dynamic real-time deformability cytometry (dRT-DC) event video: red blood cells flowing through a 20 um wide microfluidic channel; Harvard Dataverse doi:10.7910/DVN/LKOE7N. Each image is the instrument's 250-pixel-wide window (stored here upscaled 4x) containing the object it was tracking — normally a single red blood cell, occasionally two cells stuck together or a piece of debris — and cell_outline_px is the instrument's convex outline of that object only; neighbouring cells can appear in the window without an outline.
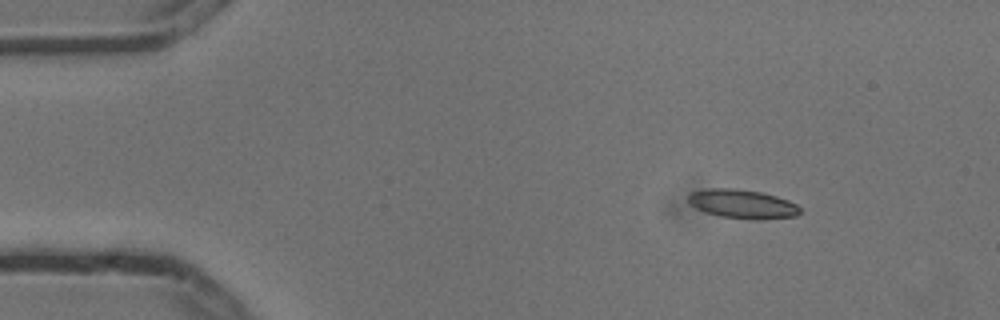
{"species": "common noctule bat (a hibernating species)", "species_latin": "Nyctalus noctula", "temperature_condition": "cold", "stored_images_in_passage": 7, "camera_frame_rate_fps": 3000, "um_per_image_px": 0.085, "animal": {"sex": "male", "body_mass_g": 13.3}, "frame": {"image": 1, "passage_image": 2, "time_ms": 0.333, "image_size_px": [1000, 320], "cell_outline_px": [[800, 212], [796, 216], [764, 220], [752, 220], [720, 216], [704, 212], [688, 204], [688, 196], [692, 192], [708, 188], [736, 188], [764, 192], [788, 200], [796, 204], [800, 208]], "centroid_in_image_um": [63.11, 17.34], "position_along_channel_um": 21.9, "area_um2": 19.19}}
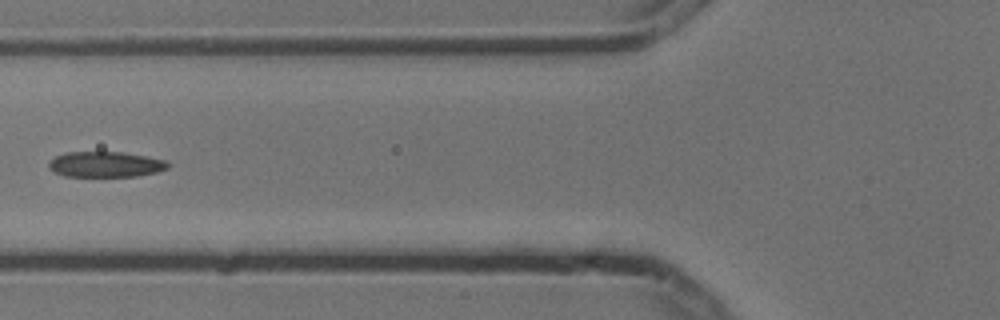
{"frame": {"image": 2, "passage_image": 6, "time_ms": 1.667, "image_size_px": [1000, 320], "cell_outline_px": [[168, 168], [156, 172], [136, 176], [64, 176], [48, 168], [48, 164], [56, 156], [64, 152], [124, 152], [164, 160], [168, 164]], "centroid_in_image_um": [8.94, 13.97], "position_along_channel_um": 116.9, "area_um2": 17.51}}
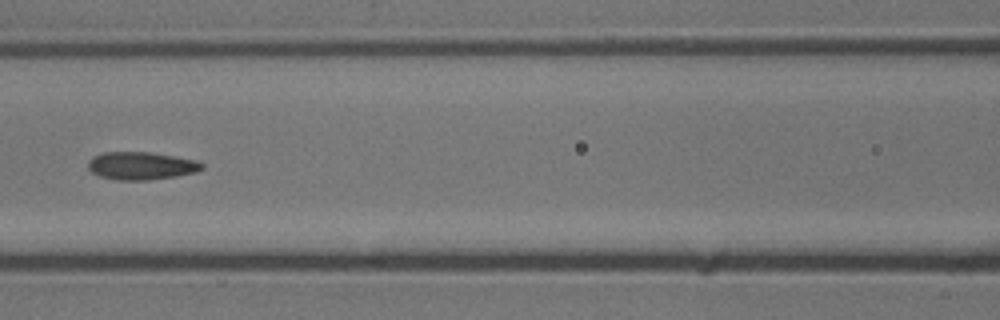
{"frame": {"image": 3, "passage_image": 7, "time_ms": 2.0, "image_size_px": [1000, 320], "cell_outline_px": [[204, 168], [196, 172], [176, 176], [148, 180], [116, 180], [100, 176], [92, 172], [88, 168], [88, 160], [92, 156], [104, 152], [148, 152], [196, 160], [204, 164]], "centroid_in_image_um": [11.98, 14.09], "position_along_channel_um": 154.6, "area_um2": 18.44}}